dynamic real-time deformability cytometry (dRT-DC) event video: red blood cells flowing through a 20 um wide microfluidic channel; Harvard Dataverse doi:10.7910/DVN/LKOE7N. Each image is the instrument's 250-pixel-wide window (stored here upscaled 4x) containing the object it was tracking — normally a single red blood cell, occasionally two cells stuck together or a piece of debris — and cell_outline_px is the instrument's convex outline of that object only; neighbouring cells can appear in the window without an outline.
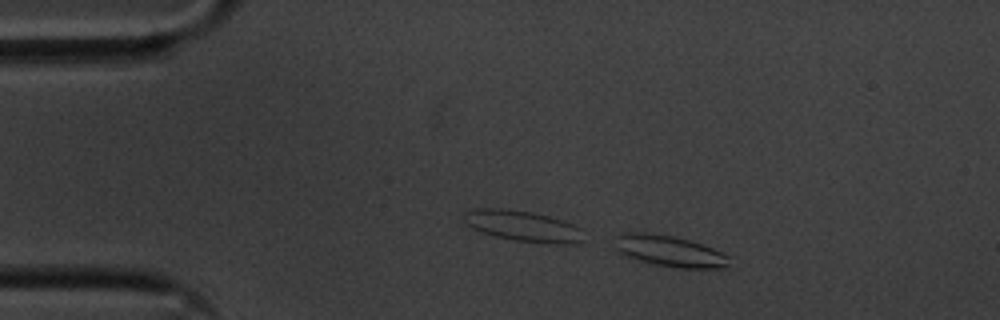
{"species": "common noctule bat (a hibernating species)", "species_latin": "Nyctalus noctula", "temperature_condition": "cold", "stored_images_in_passage": 8, "camera_frame_rate_fps": 3000, "um_per_image_px": 0.085, "animal": {"sex": "male", "body_mass_g": 20.1, "forearm_length_mm": 53.5}, "frame": {"image": 1, "passage_image": 8, "time_ms": 2.333, "image_size_px": [1000, 320], "cell_outline_px": [[732, 268], [680, 268], [652, 264], [636, 260], [624, 256], [616, 248], [616, 236], [624, 232], [648, 232], [672, 236], [704, 244], [732, 256]], "centroid_in_image_um": [57.0, 21.36], "position_along_channel_um": 28.0, "area_um2": 21.33}}